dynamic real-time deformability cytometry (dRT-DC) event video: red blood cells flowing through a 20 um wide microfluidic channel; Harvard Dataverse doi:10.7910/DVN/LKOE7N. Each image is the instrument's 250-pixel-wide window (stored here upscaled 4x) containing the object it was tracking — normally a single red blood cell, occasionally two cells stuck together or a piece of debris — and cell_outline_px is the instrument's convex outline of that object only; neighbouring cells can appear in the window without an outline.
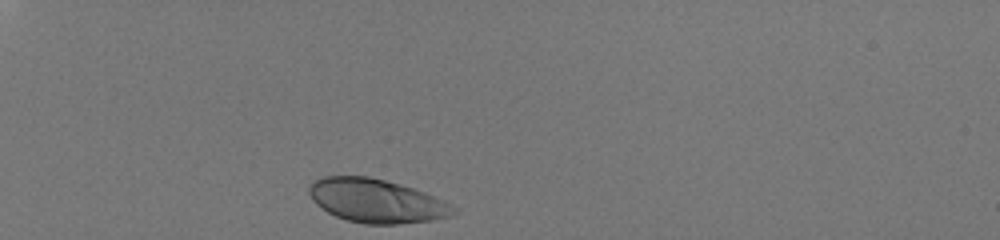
{"species": "human", "species_latin": "Homo sapiens", "temperature_condition": "room temperature", "stored_images_in_passage": 31, "camera_frame_rate_fps": 3000, "um_per_image_px": 0.085, "donor": {"sex": "male"}, "frame": {"image": 1, "passage_image": 1, "time_ms": 0.0, "image_size_px": [1000, 240], "cell_outline_px": [[460, 208], [456, 212], [448, 216], [432, 220], [396, 224], [364, 224], [348, 220], [336, 216], [328, 212], [316, 204], [312, 200], [308, 192], [308, 184], [312, 180], [324, 176], [368, 176], [400, 184], [424, 192], [444, 200]], "centroid_in_image_um": [31.98, 17.06], "position_along_channel_um": 53.0, "area_um2": 36.88}}
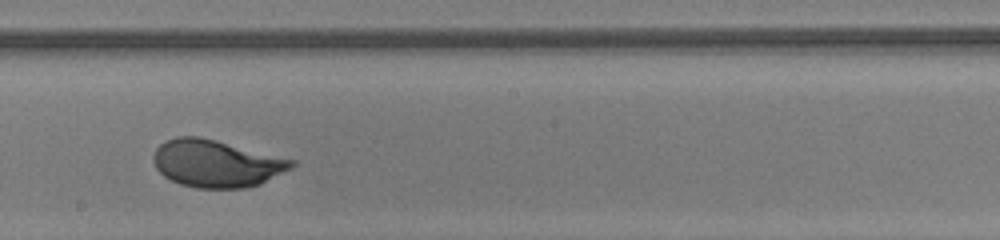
{"frame": {"image": 2, "passage_image": 18, "time_ms": 5.667, "image_size_px": [1000, 240], "cell_outline_px": [[296, 164], [292, 168], [260, 184], [244, 188], [196, 188], [180, 184], [164, 176], [156, 168], [152, 160], [152, 156], [156, 148], [160, 144], [176, 136], [200, 136], [296, 160]], "centroid_in_image_um": [18.39, 13.89], "position_along_channel_um": 229.8, "area_um2": 38.15}}
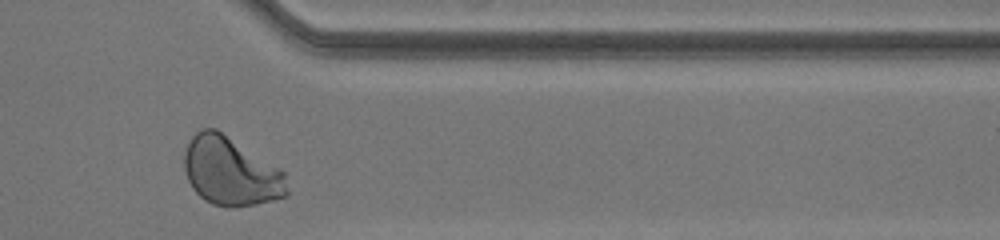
{"frame": {"image": 3, "passage_image": 30, "time_ms": 9.667, "image_size_px": [1000, 240], "cell_outline_px": [[288, 196], [256, 204], [232, 208], [228, 208], [212, 204], [204, 200], [192, 188], [188, 180], [184, 168], [184, 152], [188, 140], [200, 128], [216, 128], [284, 172], [288, 192]], "centroid_in_image_um": [19.57, 14.58], "position_along_channel_um": 391.8, "area_um2": 41.04}, "authors_computed_cell_mechanics": {"area_um2": 37.57, "velocity_mm_per_s": 4.069, "shape_relaxation_time_tau1_ms": 2.564, "shape_relaxation_time_tau2_ms": null, "deformation_change_tau1": 0.1461, "deformation_change_tau2": null}}